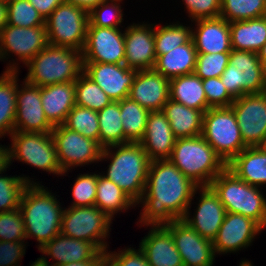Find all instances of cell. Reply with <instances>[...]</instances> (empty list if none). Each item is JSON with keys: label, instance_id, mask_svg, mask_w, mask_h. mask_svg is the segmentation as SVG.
<instances>
[{"label": "cell", "instance_id": "obj_1", "mask_svg": "<svg viewBox=\"0 0 266 266\" xmlns=\"http://www.w3.org/2000/svg\"><path fill=\"white\" fill-rule=\"evenodd\" d=\"M199 186L169 159L150 161L137 226H159L182 219Z\"/></svg>", "mask_w": 266, "mask_h": 266}, {"label": "cell", "instance_id": "obj_2", "mask_svg": "<svg viewBox=\"0 0 266 266\" xmlns=\"http://www.w3.org/2000/svg\"><path fill=\"white\" fill-rule=\"evenodd\" d=\"M47 186L28 184L20 201L26 240L35 239L38 250L61 232L64 208Z\"/></svg>", "mask_w": 266, "mask_h": 266}, {"label": "cell", "instance_id": "obj_3", "mask_svg": "<svg viewBox=\"0 0 266 266\" xmlns=\"http://www.w3.org/2000/svg\"><path fill=\"white\" fill-rule=\"evenodd\" d=\"M109 161L100 174L114 182L136 204L142 199L150 159L140 143H125L102 149L100 162Z\"/></svg>", "mask_w": 266, "mask_h": 266}, {"label": "cell", "instance_id": "obj_4", "mask_svg": "<svg viewBox=\"0 0 266 266\" xmlns=\"http://www.w3.org/2000/svg\"><path fill=\"white\" fill-rule=\"evenodd\" d=\"M26 67L28 72L24 80L35 86L45 87L75 81L83 73L82 52L48 44Z\"/></svg>", "mask_w": 266, "mask_h": 266}, {"label": "cell", "instance_id": "obj_5", "mask_svg": "<svg viewBox=\"0 0 266 266\" xmlns=\"http://www.w3.org/2000/svg\"><path fill=\"white\" fill-rule=\"evenodd\" d=\"M227 212L241 214L266 230V194L238 178L227 167L209 185Z\"/></svg>", "mask_w": 266, "mask_h": 266}, {"label": "cell", "instance_id": "obj_6", "mask_svg": "<svg viewBox=\"0 0 266 266\" xmlns=\"http://www.w3.org/2000/svg\"><path fill=\"white\" fill-rule=\"evenodd\" d=\"M169 160L199 187L209 186L227 167L201 135L176 139Z\"/></svg>", "mask_w": 266, "mask_h": 266}, {"label": "cell", "instance_id": "obj_7", "mask_svg": "<svg viewBox=\"0 0 266 266\" xmlns=\"http://www.w3.org/2000/svg\"><path fill=\"white\" fill-rule=\"evenodd\" d=\"M9 137L11 141L8 145L9 166L16 160L57 177L63 175L51 132L14 131Z\"/></svg>", "mask_w": 266, "mask_h": 266}, {"label": "cell", "instance_id": "obj_8", "mask_svg": "<svg viewBox=\"0 0 266 266\" xmlns=\"http://www.w3.org/2000/svg\"><path fill=\"white\" fill-rule=\"evenodd\" d=\"M201 136L226 165L247 147L231 106L207 109L203 114Z\"/></svg>", "mask_w": 266, "mask_h": 266}, {"label": "cell", "instance_id": "obj_9", "mask_svg": "<svg viewBox=\"0 0 266 266\" xmlns=\"http://www.w3.org/2000/svg\"><path fill=\"white\" fill-rule=\"evenodd\" d=\"M61 222V234L93 243L101 252L109 250L111 219L95 205L84 207L67 206Z\"/></svg>", "mask_w": 266, "mask_h": 266}, {"label": "cell", "instance_id": "obj_10", "mask_svg": "<svg viewBox=\"0 0 266 266\" xmlns=\"http://www.w3.org/2000/svg\"><path fill=\"white\" fill-rule=\"evenodd\" d=\"M220 79L234 99L266 91V69L255 52L232 49Z\"/></svg>", "mask_w": 266, "mask_h": 266}, {"label": "cell", "instance_id": "obj_11", "mask_svg": "<svg viewBox=\"0 0 266 266\" xmlns=\"http://www.w3.org/2000/svg\"><path fill=\"white\" fill-rule=\"evenodd\" d=\"M48 45L46 25L19 27L6 25L0 31V61H8L5 71L20 72L21 63L25 66L37 53ZM20 61V62H19Z\"/></svg>", "mask_w": 266, "mask_h": 266}, {"label": "cell", "instance_id": "obj_12", "mask_svg": "<svg viewBox=\"0 0 266 266\" xmlns=\"http://www.w3.org/2000/svg\"><path fill=\"white\" fill-rule=\"evenodd\" d=\"M89 24V13L63 2L46 19L48 44L82 51Z\"/></svg>", "mask_w": 266, "mask_h": 266}, {"label": "cell", "instance_id": "obj_13", "mask_svg": "<svg viewBox=\"0 0 266 266\" xmlns=\"http://www.w3.org/2000/svg\"><path fill=\"white\" fill-rule=\"evenodd\" d=\"M51 134L56 146L59 165L64 172L62 177L68 176V172H72L74 168L100 162L103 148L97 141L67 128L64 124L54 126Z\"/></svg>", "mask_w": 266, "mask_h": 266}, {"label": "cell", "instance_id": "obj_14", "mask_svg": "<svg viewBox=\"0 0 266 266\" xmlns=\"http://www.w3.org/2000/svg\"><path fill=\"white\" fill-rule=\"evenodd\" d=\"M247 147H260L266 138V91L245 94L231 104Z\"/></svg>", "mask_w": 266, "mask_h": 266}, {"label": "cell", "instance_id": "obj_15", "mask_svg": "<svg viewBox=\"0 0 266 266\" xmlns=\"http://www.w3.org/2000/svg\"><path fill=\"white\" fill-rule=\"evenodd\" d=\"M199 194L196 202H190L184 217L182 218L203 238L213 241L226 216V209L217 194L210 186H201L196 189ZM196 203L193 213L192 204ZM193 214V215H192Z\"/></svg>", "mask_w": 266, "mask_h": 266}, {"label": "cell", "instance_id": "obj_16", "mask_svg": "<svg viewBox=\"0 0 266 266\" xmlns=\"http://www.w3.org/2000/svg\"><path fill=\"white\" fill-rule=\"evenodd\" d=\"M83 62L124 64L125 40L121 27L88 26L82 49Z\"/></svg>", "mask_w": 266, "mask_h": 266}, {"label": "cell", "instance_id": "obj_17", "mask_svg": "<svg viewBox=\"0 0 266 266\" xmlns=\"http://www.w3.org/2000/svg\"><path fill=\"white\" fill-rule=\"evenodd\" d=\"M172 235L184 266H215L213 243L182 219L163 225Z\"/></svg>", "mask_w": 266, "mask_h": 266}, {"label": "cell", "instance_id": "obj_18", "mask_svg": "<svg viewBox=\"0 0 266 266\" xmlns=\"http://www.w3.org/2000/svg\"><path fill=\"white\" fill-rule=\"evenodd\" d=\"M262 231L264 229L251 218L227 212L216 238L212 241L216 257L245 251L253 245V241Z\"/></svg>", "mask_w": 266, "mask_h": 266}, {"label": "cell", "instance_id": "obj_19", "mask_svg": "<svg viewBox=\"0 0 266 266\" xmlns=\"http://www.w3.org/2000/svg\"><path fill=\"white\" fill-rule=\"evenodd\" d=\"M16 103L14 131L48 133L53 130L42 107L41 87L25 80L18 83Z\"/></svg>", "mask_w": 266, "mask_h": 266}, {"label": "cell", "instance_id": "obj_20", "mask_svg": "<svg viewBox=\"0 0 266 266\" xmlns=\"http://www.w3.org/2000/svg\"><path fill=\"white\" fill-rule=\"evenodd\" d=\"M125 62L131 69L151 70L156 63L154 23L138 22L124 29Z\"/></svg>", "mask_w": 266, "mask_h": 266}, {"label": "cell", "instance_id": "obj_21", "mask_svg": "<svg viewBox=\"0 0 266 266\" xmlns=\"http://www.w3.org/2000/svg\"><path fill=\"white\" fill-rule=\"evenodd\" d=\"M137 71L125 64L83 62V73L97 83L112 101L129 97Z\"/></svg>", "mask_w": 266, "mask_h": 266}, {"label": "cell", "instance_id": "obj_22", "mask_svg": "<svg viewBox=\"0 0 266 266\" xmlns=\"http://www.w3.org/2000/svg\"><path fill=\"white\" fill-rule=\"evenodd\" d=\"M129 98L149 111H162L170 99V80L151 70H138Z\"/></svg>", "mask_w": 266, "mask_h": 266}, {"label": "cell", "instance_id": "obj_23", "mask_svg": "<svg viewBox=\"0 0 266 266\" xmlns=\"http://www.w3.org/2000/svg\"><path fill=\"white\" fill-rule=\"evenodd\" d=\"M193 23V24H192ZM192 39L197 54L231 52L229 22L222 17L193 21ZM195 25V26H194Z\"/></svg>", "mask_w": 266, "mask_h": 266}, {"label": "cell", "instance_id": "obj_24", "mask_svg": "<svg viewBox=\"0 0 266 266\" xmlns=\"http://www.w3.org/2000/svg\"><path fill=\"white\" fill-rule=\"evenodd\" d=\"M176 142L168 119L162 111H150L143 139L139 142L150 161L169 159Z\"/></svg>", "mask_w": 266, "mask_h": 266}, {"label": "cell", "instance_id": "obj_25", "mask_svg": "<svg viewBox=\"0 0 266 266\" xmlns=\"http://www.w3.org/2000/svg\"><path fill=\"white\" fill-rule=\"evenodd\" d=\"M146 227L150 229L139 242V249L145 254L149 265L184 266L171 233L163 225Z\"/></svg>", "mask_w": 266, "mask_h": 266}, {"label": "cell", "instance_id": "obj_26", "mask_svg": "<svg viewBox=\"0 0 266 266\" xmlns=\"http://www.w3.org/2000/svg\"><path fill=\"white\" fill-rule=\"evenodd\" d=\"M39 252L47 260H52L51 266L67 263L93 260L101 251L91 242L58 234L47 242ZM50 256V257H49Z\"/></svg>", "mask_w": 266, "mask_h": 266}, {"label": "cell", "instance_id": "obj_27", "mask_svg": "<svg viewBox=\"0 0 266 266\" xmlns=\"http://www.w3.org/2000/svg\"><path fill=\"white\" fill-rule=\"evenodd\" d=\"M41 100L47 120L53 126L63 125L76 105L75 81L41 87Z\"/></svg>", "mask_w": 266, "mask_h": 266}, {"label": "cell", "instance_id": "obj_28", "mask_svg": "<svg viewBox=\"0 0 266 266\" xmlns=\"http://www.w3.org/2000/svg\"><path fill=\"white\" fill-rule=\"evenodd\" d=\"M227 168L252 186L263 190L266 187V152L261 147H246L227 164Z\"/></svg>", "mask_w": 266, "mask_h": 266}, {"label": "cell", "instance_id": "obj_29", "mask_svg": "<svg viewBox=\"0 0 266 266\" xmlns=\"http://www.w3.org/2000/svg\"><path fill=\"white\" fill-rule=\"evenodd\" d=\"M162 112L168 119L176 139L201 135L204 114L201 110L189 108L169 99L163 106Z\"/></svg>", "mask_w": 266, "mask_h": 266}, {"label": "cell", "instance_id": "obj_30", "mask_svg": "<svg viewBox=\"0 0 266 266\" xmlns=\"http://www.w3.org/2000/svg\"><path fill=\"white\" fill-rule=\"evenodd\" d=\"M197 51L193 39L156 58L154 70L171 80L194 73Z\"/></svg>", "mask_w": 266, "mask_h": 266}, {"label": "cell", "instance_id": "obj_31", "mask_svg": "<svg viewBox=\"0 0 266 266\" xmlns=\"http://www.w3.org/2000/svg\"><path fill=\"white\" fill-rule=\"evenodd\" d=\"M232 49L258 53L266 43V16L229 22Z\"/></svg>", "mask_w": 266, "mask_h": 266}, {"label": "cell", "instance_id": "obj_32", "mask_svg": "<svg viewBox=\"0 0 266 266\" xmlns=\"http://www.w3.org/2000/svg\"><path fill=\"white\" fill-rule=\"evenodd\" d=\"M170 99L203 113L211 108L206 101L202 79L194 73L170 80Z\"/></svg>", "mask_w": 266, "mask_h": 266}, {"label": "cell", "instance_id": "obj_33", "mask_svg": "<svg viewBox=\"0 0 266 266\" xmlns=\"http://www.w3.org/2000/svg\"><path fill=\"white\" fill-rule=\"evenodd\" d=\"M19 72L3 71L0 75V139L14 132Z\"/></svg>", "mask_w": 266, "mask_h": 266}, {"label": "cell", "instance_id": "obj_34", "mask_svg": "<svg viewBox=\"0 0 266 266\" xmlns=\"http://www.w3.org/2000/svg\"><path fill=\"white\" fill-rule=\"evenodd\" d=\"M95 206L106 213L111 219L115 214L125 213L136 207V203L114 182L98 175ZM125 211V212H124Z\"/></svg>", "mask_w": 266, "mask_h": 266}, {"label": "cell", "instance_id": "obj_35", "mask_svg": "<svg viewBox=\"0 0 266 266\" xmlns=\"http://www.w3.org/2000/svg\"><path fill=\"white\" fill-rule=\"evenodd\" d=\"M99 145L102 148L125 144L119 101H112L98 111Z\"/></svg>", "mask_w": 266, "mask_h": 266}, {"label": "cell", "instance_id": "obj_36", "mask_svg": "<svg viewBox=\"0 0 266 266\" xmlns=\"http://www.w3.org/2000/svg\"><path fill=\"white\" fill-rule=\"evenodd\" d=\"M119 105L126 143H139L145 134L150 111L129 97L119 101Z\"/></svg>", "mask_w": 266, "mask_h": 266}, {"label": "cell", "instance_id": "obj_37", "mask_svg": "<svg viewBox=\"0 0 266 266\" xmlns=\"http://www.w3.org/2000/svg\"><path fill=\"white\" fill-rule=\"evenodd\" d=\"M181 23L178 20L165 25L154 23L156 58L192 39V26Z\"/></svg>", "mask_w": 266, "mask_h": 266}, {"label": "cell", "instance_id": "obj_38", "mask_svg": "<svg viewBox=\"0 0 266 266\" xmlns=\"http://www.w3.org/2000/svg\"><path fill=\"white\" fill-rule=\"evenodd\" d=\"M6 171L7 169L0 173V213L19 208L22 193L27 185L40 182L24 174L8 176Z\"/></svg>", "mask_w": 266, "mask_h": 266}, {"label": "cell", "instance_id": "obj_39", "mask_svg": "<svg viewBox=\"0 0 266 266\" xmlns=\"http://www.w3.org/2000/svg\"><path fill=\"white\" fill-rule=\"evenodd\" d=\"M266 16V0H221L220 17L227 22Z\"/></svg>", "mask_w": 266, "mask_h": 266}, {"label": "cell", "instance_id": "obj_40", "mask_svg": "<svg viewBox=\"0 0 266 266\" xmlns=\"http://www.w3.org/2000/svg\"><path fill=\"white\" fill-rule=\"evenodd\" d=\"M75 100L77 106L96 112L101 111L112 102L102 88L84 73L75 80Z\"/></svg>", "mask_w": 266, "mask_h": 266}, {"label": "cell", "instance_id": "obj_41", "mask_svg": "<svg viewBox=\"0 0 266 266\" xmlns=\"http://www.w3.org/2000/svg\"><path fill=\"white\" fill-rule=\"evenodd\" d=\"M64 125L99 143V123L96 111L75 105L68 113Z\"/></svg>", "mask_w": 266, "mask_h": 266}, {"label": "cell", "instance_id": "obj_42", "mask_svg": "<svg viewBox=\"0 0 266 266\" xmlns=\"http://www.w3.org/2000/svg\"><path fill=\"white\" fill-rule=\"evenodd\" d=\"M124 0H105L89 12L88 26L105 28L122 27L125 14L121 3Z\"/></svg>", "mask_w": 266, "mask_h": 266}, {"label": "cell", "instance_id": "obj_43", "mask_svg": "<svg viewBox=\"0 0 266 266\" xmlns=\"http://www.w3.org/2000/svg\"><path fill=\"white\" fill-rule=\"evenodd\" d=\"M7 24L35 27L45 24V19L28 0H14L7 4Z\"/></svg>", "mask_w": 266, "mask_h": 266}, {"label": "cell", "instance_id": "obj_44", "mask_svg": "<svg viewBox=\"0 0 266 266\" xmlns=\"http://www.w3.org/2000/svg\"><path fill=\"white\" fill-rule=\"evenodd\" d=\"M95 172L79 173L73 180L75 181L71 187L73 202L69 206L84 207L95 205L98 175L100 174V172L97 173L98 170Z\"/></svg>", "mask_w": 266, "mask_h": 266}, {"label": "cell", "instance_id": "obj_45", "mask_svg": "<svg viewBox=\"0 0 266 266\" xmlns=\"http://www.w3.org/2000/svg\"><path fill=\"white\" fill-rule=\"evenodd\" d=\"M230 52L197 54L194 74L202 80L220 77L229 64Z\"/></svg>", "mask_w": 266, "mask_h": 266}, {"label": "cell", "instance_id": "obj_46", "mask_svg": "<svg viewBox=\"0 0 266 266\" xmlns=\"http://www.w3.org/2000/svg\"><path fill=\"white\" fill-rule=\"evenodd\" d=\"M0 241H27L19 208L0 213Z\"/></svg>", "mask_w": 266, "mask_h": 266}, {"label": "cell", "instance_id": "obj_47", "mask_svg": "<svg viewBox=\"0 0 266 266\" xmlns=\"http://www.w3.org/2000/svg\"><path fill=\"white\" fill-rule=\"evenodd\" d=\"M125 248V249H124ZM105 251V266H150L145 254L138 248L124 247Z\"/></svg>", "mask_w": 266, "mask_h": 266}, {"label": "cell", "instance_id": "obj_48", "mask_svg": "<svg viewBox=\"0 0 266 266\" xmlns=\"http://www.w3.org/2000/svg\"><path fill=\"white\" fill-rule=\"evenodd\" d=\"M191 22L199 19L216 18L221 13V0H182Z\"/></svg>", "mask_w": 266, "mask_h": 266}, {"label": "cell", "instance_id": "obj_49", "mask_svg": "<svg viewBox=\"0 0 266 266\" xmlns=\"http://www.w3.org/2000/svg\"><path fill=\"white\" fill-rule=\"evenodd\" d=\"M207 104L210 107H230L234 98L226 90L220 77L202 80Z\"/></svg>", "mask_w": 266, "mask_h": 266}, {"label": "cell", "instance_id": "obj_50", "mask_svg": "<svg viewBox=\"0 0 266 266\" xmlns=\"http://www.w3.org/2000/svg\"><path fill=\"white\" fill-rule=\"evenodd\" d=\"M27 244L26 241H0V266H21Z\"/></svg>", "mask_w": 266, "mask_h": 266}, {"label": "cell", "instance_id": "obj_51", "mask_svg": "<svg viewBox=\"0 0 266 266\" xmlns=\"http://www.w3.org/2000/svg\"><path fill=\"white\" fill-rule=\"evenodd\" d=\"M46 19L64 0H28Z\"/></svg>", "mask_w": 266, "mask_h": 266}, {"label": "cell", "instance_id": "obj_52", "mask_svg": "<svg viewBox=\"0 0 266 266\" xmlns=\"http://www.w3.org/2000/svg\"><path fill=\"white\" fill-rule=\"evenodd\" d=\"M57 266H105V252H100L93 260L67 263Z\"/></svg>", "mask_w": 266, "mask_h": 266}, {"label": "cell", "instance_id": "obj_53", "mask_svg": "<svg viewBox=\"0 0 266 266\" xmlns=\"http://www.w3.org/2000/svg\"><path fill=\"white\" fill-rule=\"evenodd\" d=\"M104 1L105 0H64V2L80 7L88 13Z\"/></svg>", "mask_w": 266, "mask_h": 266}, {"label": "cell", "instance_id": "obj_54", "mask_svg": "<svg viewBox=\"0 0 266 266\" xmlns=\"http://www.w3.org/2000/svg\"><path fill=\"white\" fill-rule=\"evenodd\" d=\"M9 168L8 146L0 144V173Z\"/></svg>", "mask_w": 266, "mask_h": 266}, {"label": "cell", "instance_id": "obj_55", "mask_svg": "<svg viewBox=\"0 0 266 266\" xmlns=\"http://www.w3.org/2000/svg\"><path fill=\"white\" fill-rule=\"evenodd\" d=\"M7 25V4L0 2V31Z\"/></svg>", "mask_w": 266, "mask_h": 266}, {"label": "cell", "instance_id": "obj_56", "mask_svg": "<svg viewBox=\"0 0 266 266\" xmlns=\"http://www.w3.org/2000/svg\"><path fill=\"white\" fill-rule=\"evenodd\" d=\"M30 266H51V265L48 259L46 260L45 258H43V256L40 255V257L37 258V260H35L34 262L32 261Z\"/></svg>", "mask_w": 266, "mask_h": 266}, {"label": "cell", "instance_id": "obj_57", "mask_svg": "<svg viewBox=\"0 0 266 266\" xmlns=\"http://www.w3.org/2000/svg\"><path fill=\"white\" fill-rule=\"evenodd\" d=\"M258 57L262 63V65L266 69V43L261 47V49L258 51Z\"/></svg>", "mask_w": 266, "mask_h": 266}, {"label": "cell", "instance_id": "obj_58", "mask_svg": "<svg viewBox=\"0 0 266 266\" xmlns=\"http://www.w3.org/2000/svg\"><path fill=\"white\" fill-rule=\"evenodd\" d=\"M253 264L254 263L251 262V260H248V259L243 258V259L240 260L238 266H254Z\"/></svg>", "mask_w": 266, "mask_h": 266}, {"label": "cell", "instance_id": "obj_59", "mask_svg": "<svg viewBox=\"0 0 266 266\" xmlns=\"http://www.w3.org/2000/svg\"><path fill=\"white\" fill-rule=\"evenodd\" d=\"M260 147L266 152V138Z\"/></svg>", "mask_w": 266, "mask_h": 266}, {"label": "cell", "instance_id": "obj_60", "mask_svg": "<svg viewBox=\"0 0 266 266\" xmlns=\"http://www.w3.org/2000/svg\"><path fill=\"white\" fill-rule=\"evenodd\" d=\"M13 1L14 0H0V2L5 3V4H8V3L13 2Z\"/></svg>", "mask_w": 266, "mask_h": 266}]
</instances>
